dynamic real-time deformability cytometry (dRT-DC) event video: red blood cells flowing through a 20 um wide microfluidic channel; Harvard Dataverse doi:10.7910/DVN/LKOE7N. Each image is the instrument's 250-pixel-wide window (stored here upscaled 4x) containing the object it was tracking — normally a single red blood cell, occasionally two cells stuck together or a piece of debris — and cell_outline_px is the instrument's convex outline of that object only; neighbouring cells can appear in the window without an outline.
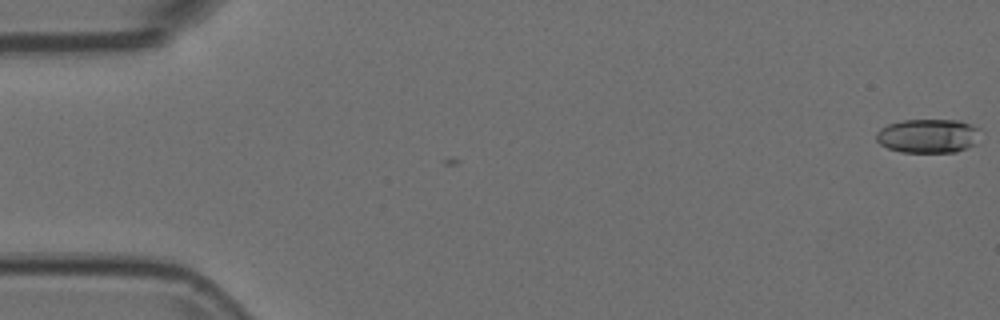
{"species": "Egyptian fruit bat (a non-hibernating species)", "species_latin": "Rousettus aegyptiacus", "temperature_condition": "room temperature", "stored_images_in_passage": 5, "camera_frame_rate_fps": 3000, "um_per_image_px": 0.085, "animal": {"sex": "female"}, "frame": {"image": 1, "passage_image": 1, "time_ms": 0.0, "image_size_px": [1000, 320], "cell_outline_px": [[980, 128], [976, 144], [968, 148], [956, 152], [900, 152], [888, 148], [880, 144], [876, 140], [876, 132], [880, 128], [888, 124], [904, 120], [960, 120], [972, 124]], "centroid_in_image_um": [78.9, 11.55], "position_along_channel_um": 6.1, "area_um2": 20.87}}